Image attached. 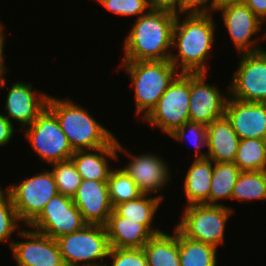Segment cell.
<instances>
[{"label":"cell","instance_id":"11","mask_svg":"<svg viewBox=\"0 0 266 266\" xmlns=\"http://www.w3.org/2000/svg\"><path fill=\"white\" fill-rule=\"evenodd\" d=\"M229 92L234 99L266 103V51L242 53Z\"/></svg>","mask_w":266,"mask_h":266},{"label":"cell","instance_id":"8","mask_svg":"<svg viewBox=\"0 0 266 266\" xmlns=\"http://www.w3.org/2000/svg\"><path fill=\"white\" fill-rule=\"evenodd\" d=\"M190 73H180L170 84L157 105L141 119L166 134L189 121Z\"/></svg>","mask_w":266,"mask_h":266},{"label":"cell","instance_id":"2","mask_svg":"<svg viewBox=\"0 0 266 266\" xmlns=\"http://www.w3.org/2000/svg\"><path fill=\"white\" fill-rule=\"evenodd\" d=\"M211 16L187 14L180 23L177 14L172 33V48H178V55L172 53L169 60L180 73L207 72L206 60L215 40V23Z\"/></svg>","mask_w":266,"mask_h":266},{"label":"cell","instance_id":"22","mask_svg":"<svg viewBox=\"0 0 266 266\" xmlns=\"http://www.w3.org/2000/svg\"><path fill=\"white\" fill-rule=\"evenodd\" d=\"M213 166L214 162L209 158H195L189 167L184 180V191L188 202L187 205H209Z\"/></svg>","mask_w":266,"mask_h":266},{"label":"cell","instance_id":"16","mask_svg":"<svg viewBox=\"0 0 266 266\" xmlns=\"http://www.w3.org/2000/svg\"><path fill=\"white\" fill-rule=\"evenodd\" d=\"M224 116L240 140H266V103L247 102L228 97Z\"/></svg>","mask_w":266,"mask_h":266},{"label":"cell","instance_id":"27","mask_svg":"<svg viewBox=\"0 0 266 266\" xmlns=\"http://www.w3.org/2000/svg\"><path fill=\"white\" fill-rule=\"evenodd\" d=\"M234 163L240 171L266 170V140L258 138L240 140Z\"/></svg>","mask_w":266,"mask_h":266},{"label":"cell","instance_id":"32","mask_svg":"<svg viewBox=\"0 0 266 266\" xmlns=\"http://www.w3.org/2000/svg\"><path fill=\"white\" fill-rule=\"evenodd\" d=\"M6 193V194H5ZM20 222L8 189L4 192L0 188V243L9 237L18 228Z\"/></svg>","mask_w":266,"mask_h":266},{"label":"cell","instance_id":"1","mask_svg":"<svg viewBox=\"0 0 266 266\" xmlns=\"http://www.w3.org/2000/svg\"><path fill=\"white\" fill-rule=\"evenodd\" d=\"M176 17L172 12L151 8L137 18L124 39L123 61L169 60Z\"/></svg>","mask_w":266,"mask_h":266},{"label":"cell","instance_id":"31","mask_svg":"<svg viewBox=\"0 0 266 266\" xmlns=\"http://www.w3.org/2000/svg\"><path fill=\"white\" fill-rule=\"evenodd\" d=\"M187 130L188 135H187ZM170 137H172L173 139L177 140V141H181L183 142V140L185 139V137L187 136V139L189 140V138L191 140L190 143H194V146L196 147V159L199 158H208V153H200V147L202 146H208L207 144V126L199 124V123H195V122H185L181 127L175 129L171 134H169Z\"/></svg>","mask_w":266,"mask_h":266},{"label":"cell","instance_id":"18","mask_svg":"<svg viewBox=\"0 0 266 266\" xmlns=\"http://www.w3.org/2000/svg\"><path fill=\"white\" fill-rule=\"evenodd\" d=\"M9 90L6 98L5 109L11 122L12 119L20 123V130L31 125L38 115L46 108L49 95L36 93L30 83L15 82Z\"/></svg>","mask_w":266,"mask_h":266},{"label":"cell","instance_id":"3","mask_svg":"<svg viewBox=\"0 0 266 266\" xmlns=\"http://www.w3.org/2000/svg\"><path fill=\"white\" fill-rule=\"evenodd\" d=\"M47 107L57 117L74 151L95 150L107 146L115 136L99 124L88 110L71 99L48 97Z\"/></svg>","mask_w":266,"mask_h":266},{"label":"cell","instance_id":"17","mask_svg":"<svg viewBox=\"0 0 266 266\" xmlns=\"http://www.w3.org/2000/svg\"><path fill=\"white\" fill-rule=\"evenodd\" d=\"M72 200L87 224H107L113 210L107 181L82 180Z\"/></svg>","mask_w":266,"mask_h":266},{"label":"cell","instance_id":"33","mask_svg":"<svg viewBox=\"0 0 266 266\" xmlns=\"http://www.w3.org/2000/svg\"><path fill=\"white\" fill-rule=\"evenodd\" d=\"M98 2L110 12L126 17L138 15L139 18L152 8L150 0H98Z\"/></svg>","mask_w":266,"mask_h":266},{"label":"cell","instance_id":"9","mask_svg":"<svg viewBox=\"0 0 266 266\" xmlns=\"http://www.w3.org/2000/svg\"><path fill=\"white\" fill-rule=\"evenodd\" d=\"M7 189L19 220L27 226L41 213L48 201L58 194L51 170L41 171Z\"/></svg>","mask_w":266,"mask_h":266},{"label":"cell","instance_id":"35","mask_svg":"<svg viewBox=\"0 0 266 266\" xmlns=\"http://www.w3.org/2000/svg\"><path fill=\"white\" fill-rule=\"evenodd\" d=\"M210 1V4H209ZM209 5H207V4ZM218 8V0H183V13L196 15H209Z\"/></svg>","mask_w":266,"mask_h":266},{"label":"cell","instance_id":"20","mask_svg":"<svg viewBox=\"0 0 266 266\" xmlns=\"http://www.w3.org/2000/svg\"><path fill=\"white\" fill-rule=\"evenodd\" d=\"M110 248H143L154 236L141 221H132L112 210L105 225Z\"/></svg>","mask_w":266,"mask_h":266},{"label":"cell","instance_id":"41","mask_svg":"<svg viewBox=\"0 0 266 266\" xmlns=\"http://www.w3.org/2000/svg\"><path fill=\"white\" fill-rule=\"evenodd\" d=\"M3 29L2 23H0V31Z\"/></svg>","mask_w":266,"mask_h":266},{"label":"cell","instance_id":"5","mask_svg":"<svg viewBox=\"0 0 266 266\" xmlns=\"http://www.w3.org/2000/svg\"><path fill=\"white\" fill-rule=\"evenodd\" d=\"M56 240L65 266H104L96 262L108 257L110 251L106 227L103 225L87 224Z\"/></svg>","mask_w":266,"mask_h":266},{"label":"cell","instance_id":"39","mask_svg":"<svg viewBox=\"0 0 266 266\" xmlns=\"http://www.w3.org/2000/svg\"><path fill=\"white\" fill-rule=\"evenodd\" d=\"M3 30L0 31V87L6 84V79L4 73L7 71L4 64L3 52H4V42H5V34H3Z\"/></svg>","mask_w":266,"mask_h":266},{"label":"cell","instance_id":"7","mask_svg":"<svg viewBox=\"0 0 266 266\" xmlns=\"http://www.w3.org/2000/svg\"><path fill=\"white\" fill-rule=\"evenodd\" d=\"M24 129L33 150L50 165L69 160L75 152L57 117L47 106L34 122Z\"/></svg>","mask_w":266,"mask_h":266},{"label":"cell","instance_id":"34","mask_svg":"<svg viewBox=\"0 0 266 266\" xmlns=\"http://www.w3.org/2000/svg\"><path fill=\"white\" fill-rule=\"evenodd\" d=\"M108 257L111 266H148L143 248H110Z\"/></svg>","mask_w":266,"mask_h":266},{"label":"cell","instance_id":"6","mask_svg":"<svg viewBox=\"0 0 266 266\" xmlns=\"http://www.w3.org/2000/svg\"><path fill=\"white\" fill-rule=\"evenodd\" d=\"M232 209L218 205L190 204L176 228L194 241L210 244L216 248L224 242L225 225Z\"/></svg>","mask_w":266,"mask_h":266},{"label":"cell","instance_id":"28","mask_svg":"<svg viewBox=\"0 0 266 266\" xmlns=\"http://www.w3.org/2000/svg\"><path fill=\"white\" fill-rule=\"evenodd\" d=\"M231 199L238 201L266 199V170L241 171L234 185Z\"/></svg>","mask_w":266,"mask_h":266},{"label":"cell","instance_id":"36","mask_svg":"<svg viewBox=\"0 0 266 266\" xmlns=\"http://www.w3.org/2000/svg\"><path fill=\"white\" fill-rule=\"evenodd\" d=\"M153 9L165 10L174 14L183 13V0H150Z\"/></svg>","mask_w":266,"mask_h":266},{"label":"cell","instance_id":"10","mask_svg":"<svg viewBox=\"0 0 266 266\" xmlns=\"http://www.w3.org/2000/svg\"><path fill=\"white\" fill-rule=\"evenodd\" d=\"M86 225L72 198L58 193L48 201L41 213L28 226L56 240Z\"/></svg>","mask_w":266,"mask_h":266},{"label":"cell","instance_id":"13","mask_svg":"<svg viewBox=\"0 0 266 266\" xmlns=\"http://www.w3.org/2000/svg\"><path fill=\"white\" fill-rule=\"evenodd\" d=\"M205 75L190 73L189 121L208 126L224 117L228 97L215 86L207 84Z\"/></svg>","mask_w":266,"mask_h":266},{"label":"cell","instance_id":"29","mask_svg":"<svg viewBox=\"0 0 266 266\" xmlns=\"http://www.w3.org/2000/svg\"><path fill=\"white\" fill-rule=\"evenodd\" d=\"M107 183L113 208L119 203L137 199L142 195L136 183L122 167L111 171Z\"/></svg>","mask_w":266,"mask_h":266},{"label":"cell","instance_id":"26","mask_svg":"<svg viewBox=\"0 0 266 266\" xmlns=\"http://www.w3.org/2000/svg\"><path fill=\"white\" fill-rule=\"evenodd\" d=\"M241 171L234 162H214L209 193V205H218L220 199H231Z\"/></svg>","mask_w":266,"mask_h":266},{"label":"cell","instance_id":"30","mask_svg":"<svg viewBox=\"0 0 266 266\" xmlns=\"http://www.w3.org/2000/svg\"><path fill=\"white\" fill-rule=\"evenodd\" d=\"M51 166L58 193L73 198L82 181L73 161H60Z\"/></svg>","mask_w":266,"mask_h":266},{"label":"cell","instance_id":"25","mask_svg":"<svg viewBox=\"0 0 266 266\" xmlns=\"http://www.w3.org/2000/svg\"><path fill=\"white\" fill-rule=\"evenodd\" d=\"M178 249L181 266H216L217 248L186 238L178 230Z\"/></svg>","mask_w":266,"mask_h":266},{"label":"cell","instance_id":"38","mask_svg":"<svg viewBox=\"0 0 266 266\" xmlns=\"http://www.w3.org/2000/svg\"><path fill=\"white\" fill-rule=\"evenodd\" d=\"M245 4L260 20H266V0H246Z\"/></svg>","mask_w":266,"mask_h":266},{"label":"cell","instance_id":"40","mask_svg":"<svg viewBox=\"0 0 266 266\" xmlns=\"http://www.w3.org/2000/svg\"><path fill=\"white\" fill-rule=\"evenodd\" d=\"M246 0H218V6H225L228 4L245 3Z\"/></svg>","mask_w":266,"mask_h":266},{"label":"cell","instance_id":"19","mask_svg":"<svg viewBox=\"0 0 266 266\" xmlns=\"http://www.w3.org/2000/svg\"><path fill=\"white\" fill-rule=\"evenodd\" d=\"M91 150H77L70 158L82 180L108 181L111 173L108 158L118 159L117 138L115 137L107 146ZM98 152V153H94Z\"/></svg>","mask_w":266,"mask_h":266},{"label":"cell","instance_id":"21","mask_svg":"<svg viewBox=\"0 0 266 266\" xmlns=\"http://www.w3.org/2000/svg\"><path fill=\"white\" fill-rule=\"evenodd\" d=\"M240 138L224 116L207 126L208 158L213 162H234Z\"/></svg>","mask_w":266,"mask_h":266},{"label":"cell","instance_id":"15","mask_svg":"<svg viewBox=\"0 0 266 266\" xmlns=\"http://www.w3.org/2000/svg\"><path fill=\"white\" fill-rule=\"evenodd\" d=\"M123 149L117 140V150L132 158L123 170L136 183L142 194L150 195L158 192L162 187L164 189L171 177L169 167L161 157L153 153L134 156Z\"/></svg>","mask_w":266,"mask_h":266},{"label":"cell","instance_id":"37","mask_svg":"<svg viewBox=\"0 0 266 266\" xmlns=\"http://www.w3.org/2000/svg\"><path fill=\"white\" fill-rule=\"evenodd\" d=\"M14 133L13 123L10 122L5 115L0 114V146L9 144Z\"/></svg>","mask_w":266,"mask_h":266},{"label":"cell","instance_id":"23","mask_svg":"<svg viewBox=\"0 0 266 266\" xmlns=\"http://www.w3.org/2000/svg\"><path fill=\"white\" fill-rule=\"evenodd\" d=\"M148 266H181L178 249V229L174 235H154L144 246Z\"/></svg>","mask_w":266,"mask_h":266},{"label":"cell","instance_id":"12","mask_svg":"<svg viewBox=\"0 0 266 266\" xmlns=\"http://www.w3.org/2000/svg\"><path fill=\"white\" fill-rule=\"evenodd\" d=\"M25 241H9L18 266H65L57 240L34 230H19Z\"/></svg>","mask_w":266,"mask_h":266},{"label":"cell","instance_id":"24","mask_svg":"<svg viewBox=\"0 0 266 266\" xmlns=\"http://www.w3.org/2000/svg\"><path fill=\"white\" fill-rule=\"evenodd\" d=\"M163 199L162 195L147 198V194H142L137 199L117 204L113 210L121 217L132 221H141V224L153 235H157L162 231L154 229L151 224Z\"/></svg>","mask_w":266,"mask_h":266},{"label":"cell","instance_id":"14","mask_svg":"<svg viewBox=\"0 0 266 266\" xmlns=\"http://www.w3.org/2000/svg\"><path fill=\"white\" fill-rule=\"evenodd\" d=\"M221 11L225 28L235 45L238 53H255L263 49L257 46L251 37L261 31L260 20L245 3L218 6Z\"/></svg>","mask_w":266,"mask_h":266},{"label":"cell","instance_id":"4","mask_svg":"<svg viewBox=\"0 0 266 266\" xmlns=\"http://www.w3.org/2000/svg\"><path fill=\"white\" fill-rule=\"evenodd\" d=\"M127 75L135 90L137 115L144 119L157 105L158 100L180 74L170 60L123 61Z\"/></svg>","mask_w":266,"mask_h":266}]
</instances>
